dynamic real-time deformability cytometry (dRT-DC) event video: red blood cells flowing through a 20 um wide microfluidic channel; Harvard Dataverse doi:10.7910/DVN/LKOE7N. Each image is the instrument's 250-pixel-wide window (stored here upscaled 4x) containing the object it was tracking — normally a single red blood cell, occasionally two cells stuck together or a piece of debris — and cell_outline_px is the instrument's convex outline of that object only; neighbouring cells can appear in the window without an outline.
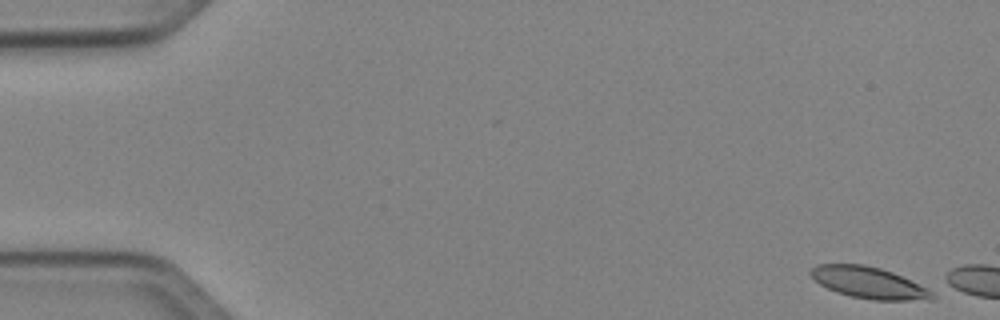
{"species": "Egyptian fruit bat (a non-hibernating species)", "species_latin": "Rousettus aegyptiacus", "temperature_condition": "cold", "stored_images_in_passage": 1, "camera_frame_rate_fps": 3000, "um_per_image_px": 0.085, "animal": {"sex": "female"}, "frame": {"image": 1, "passage_image": 1, "time_ms": 0.0, "image_size_px": [1000, 320], "cell_outline_px": [[936, 300], [872, 300], [852, 296], [836, 292], [820, 284], [808, 272], [816, 264], [864, 264], [880, 268], [892, 272], [932, 292], [936, 296]], "centroid_in_image_um": [73.82, 24.03], "position_along_channel_um": 11.2, "area_um2": 21.96}}